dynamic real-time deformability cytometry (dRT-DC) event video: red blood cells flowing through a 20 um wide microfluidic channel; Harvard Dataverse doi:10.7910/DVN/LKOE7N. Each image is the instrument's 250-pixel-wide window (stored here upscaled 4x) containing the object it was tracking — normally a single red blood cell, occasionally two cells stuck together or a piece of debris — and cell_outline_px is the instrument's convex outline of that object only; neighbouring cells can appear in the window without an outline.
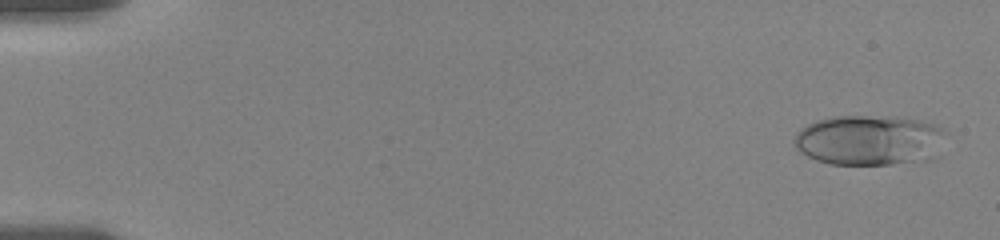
{"species": "human", "species_latin": "Homo sapiens", "temperature_condition": "room temperature", "stored_images_in_passage": 38, "camera_frame_rate_fps": 3000, "um_per_image_px": 0.085, "donor": {"sex": "female"}, "frame": {"image": 1, "passage_image": 4, "time_ms": 0.667, "image_size_px": [1000, 240], "cell_outline_px": [[940, 132], [932, 156], [928, 160], [892, 164], [828, 164], [816, 160], [800, 152], [796, 148], [792, 140], [796, 132], [800, 128], [816, 120], [836, 116], [892, 116], [920, 120], [932, 124], [940, 128]], "centroid_in_image_um": [73.73, 11.91], "position_along_channel_um": 11.3, "area_um2": 43.7}}
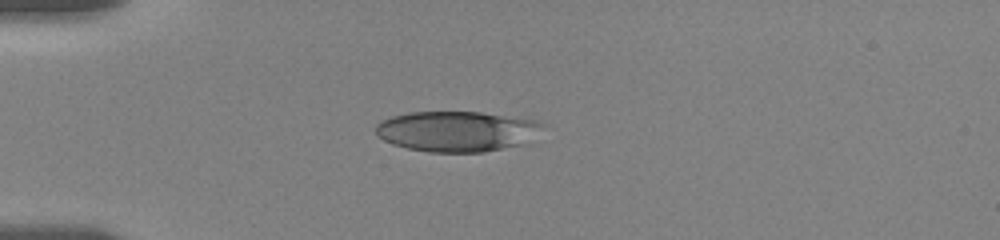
{"frame": {"image": 2, "passage_image": 24, "time_ms": 5.0, "image_size_px": [1000, 240], "cell_outline_px": [[552, 124], [532, 144], [484, 152], [428, 152], [408, 148], [392, 144], [376, 136], [376, 124], [380, 120], [392, 116], [408, 112], [480, 112], [540, 120]], "centroid_in_image_um": [39.03, 11.17], "position_along_channel_um": 46.0, "area_um2": 40.86}}
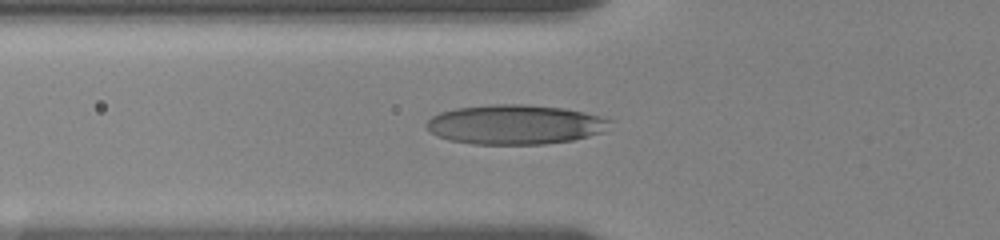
{"frame": {"image": 3, "passage_image": 33, "time_ms": 6.667, "image_size_px": [1000, 240], "cell_outline_px": [[616, 120], [604, 132], [572, 140], [544, 144], [472, 144], [448, 140], [436, 136], [424, 124], [432, 116], [440, 112], [456, 108], [492, 104], [524, 104], [564, 108], [584, 112]], "centroid_in_image_um": [43.81, 10.58], "position_along_channel_um": 82.0, "area_um2": 42.66}}